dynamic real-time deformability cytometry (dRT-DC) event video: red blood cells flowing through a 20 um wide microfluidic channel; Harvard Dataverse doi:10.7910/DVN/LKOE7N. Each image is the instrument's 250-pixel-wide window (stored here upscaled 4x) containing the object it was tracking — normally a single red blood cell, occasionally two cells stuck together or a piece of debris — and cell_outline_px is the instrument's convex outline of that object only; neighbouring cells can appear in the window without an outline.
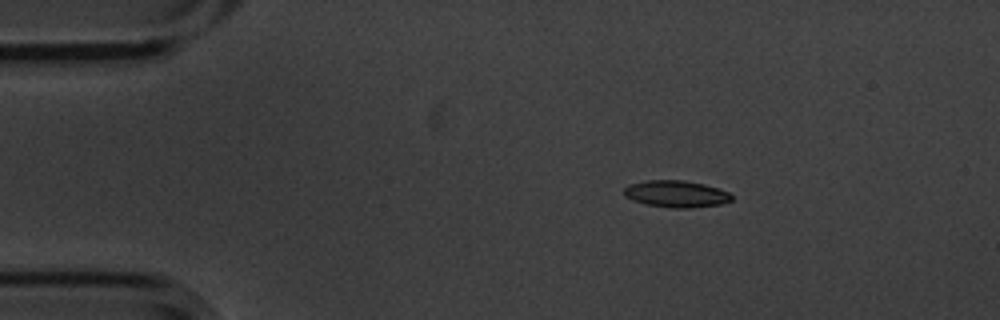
{"species": "common noctule bat (a hibernating species)", "species_latin": "Nyctalus noctula", "temperature_condition": "cold", "stored_images_in_passage": 3, "camera_frame_rate_fps": 3000, "um_per_image_px": 0.085, "animal": {"sex": "male", "body_mass_g": 20.1, "forearm_length_mm": 53.5}, "frame": {"image": 1, "passage_image": 2, "time_ms": 0.333, "image_size_px": [1000, 320], "cell_outline_px": [[732, 200], [720, 204], [692, 208], [672, 208], [648, 204], [632, 200], [624, 196], [624, 188], [628, 184], [648, 180], [684, 180], [704, 184], [728, 192], [732, 196]], "centroid_in_image_um": [57.45, 16.48], "position_along_channel_um": 27.5, "area_um2": 16.76}}